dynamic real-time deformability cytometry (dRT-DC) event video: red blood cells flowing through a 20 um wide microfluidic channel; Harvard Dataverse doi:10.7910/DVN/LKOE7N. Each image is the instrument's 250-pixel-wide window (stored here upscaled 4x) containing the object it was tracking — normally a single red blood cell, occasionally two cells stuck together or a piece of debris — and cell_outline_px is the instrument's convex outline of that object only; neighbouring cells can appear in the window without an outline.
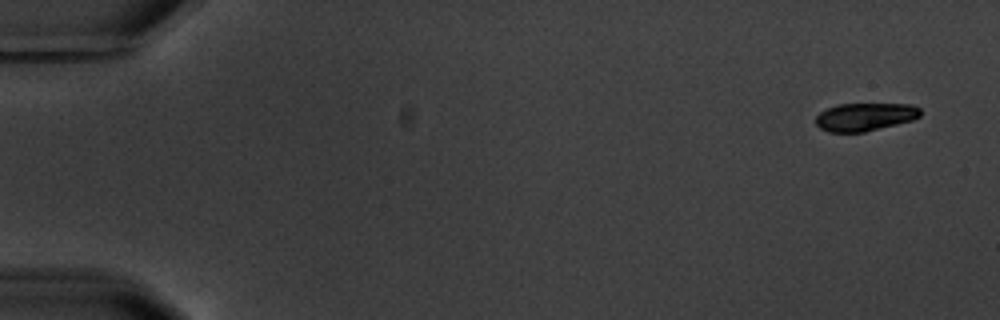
{"species": "common noctule bat (a hibernating species)", "species_latin": "Nyctalus noctula", "temperature_condition": "warm", "stored_images_in_passage": 5, "camera_frame_rate_fps": 3000, "um_per_image_px": 0.085, "animal": {"sex": "male", "body_mass_g": 20.1, "forearm_length_mm": 53.5}, "frame": {"image": 1, "passage_image": 1, "time_ms": 0.0, "image_size_px": [1000, 320], "cell_outline_px": [[920, 116], [912, 120], [864, 132], [828, 132], [820, 128], [816, 124], [816, 116], [820, 112], [836, 104], [912, 104], [920, 108]], "centroid_in_image_um": [73.51, 9.93], "position_along_channel_um": 11.5, "area_um2": 16.99}}
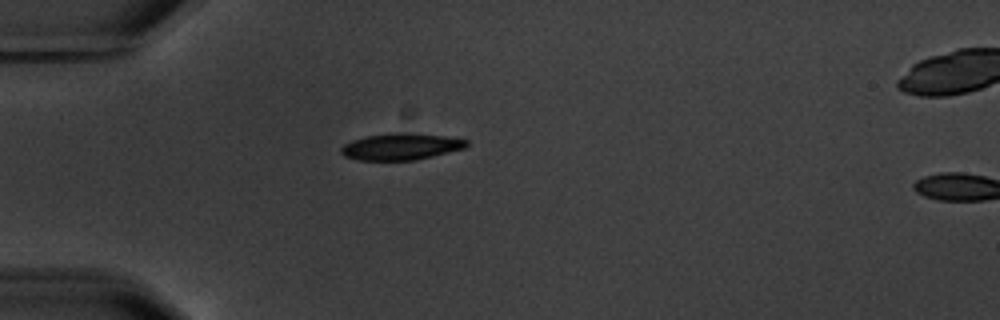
{"frame": {"image": 2, "passage_image": 4, "time_ms": 4.667, "image_size_px": [1000, 320], "cell_outline_px": [[468, 144], [464, 148], [416, 160], [360, 160], [344, 156], [340, 152], [340, 148], [344, 144], [352, 140], [368, 136], [392, 132], [404, 132], [444, 136], [468, 140]], "centroid_in_image_um": [34.05, 12.45], "position_along_channel_um": 50.9, "area_um2": 19.36}}